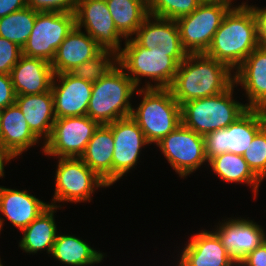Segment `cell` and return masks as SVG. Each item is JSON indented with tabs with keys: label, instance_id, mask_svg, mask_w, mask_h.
Wrapping results in <instances>:
<instances>
[{
	"label": "cell",
	"instance_id": "1",
	"mask_svg": "<svg viewBox=\"0 0 266 266\" xmlns=\"http://www.w3.org/2000/svg\"><path fill=\"white\" fill-rule=\"evenodd\" d=\"M259 46L254 10L247 2L231 7L215 32L206 55L233 72Z\"/></svg>",
	"mask_w": 266,
	"mask_h": 266
},
{
	"label": "cell",
	"instance_id": "2",
	"mask_svg": "<svg viewBox=\"0 0 266 266\" xmlns=\"http://www.w3.org/2000/svg\"><path fill=\"white\" fill-rule=\"evenodd\" d=\"M232 73L226 64L205 53H191L179 64L169 89L181 105L225 92L234 83Z\"/></svg>",
	"mask_w": 266,
	"mask_h": 266
},
{
	"label": "cell",
	"instance_id": "3",
	"mask_svg": "<svg viewBox=\"0 0 266 266\" xmlns=\"http://www.w3.org/2000/svg\"><path fill=\"white\" fill-rule=\"evenodd\" d=\"M123 47L118 54V64L137 88L143 77L150 82L140 88H169L172 85L179 64L170 56V51L158 47L146 49L133 38L125 39Z\"/></svg>",
	"mask_w": 266,
	"mask_h": 266
},
{
	"label": "cell",
	"instance_id": "4",
	"mask_svg": "<svg viewBox=\"0 0 266 266\" xmlns=\"http://www.w3.org/2000/svg\"><path fill=\"white\" fill-rule=\"evenodd\" d=\"M137 86L117 64L103 78L93 83L87 116L100 125L131 116V97Z\"/></svg>",
	"mask_w": 266,
	"mask_h": 266
},
{
	"label": "cell",
	"instance_id": "5",
	"mask_svg": "<svg viewBox=\"0 0 266 266\" xmlns=\"http://www.w3.org/2000/svg\"><path fill=\"white\" fill-rule=\"evenodd\" d=\"M135 94L143 97L138 107L132 108L131 117L150 145L181 125V107L169 88H138Z\"/></svg>",
	"mask_w": 266,
	"mask_h": 266
},
{
	"label": "cell",
	"instance_id": "6",
	"mask_svg": "<svg viewBox=\"0 0 266 266\" xmlns=\"http://www.w3.org/2000/svg\"><path fill=\"white\" fill-rule=\"evenodd\" d=\"M235 87L233 83L218 95L181 104V124L201 136L227 128L248 110L246 104L233 98Z\"/></svg>",
	"mask_w": 266,
	"mask_h": 266
},
{
	"label": "cell",
	"instance_id": "7",
	"mask_svg": "<svg viewBox=\"0 0 266 266\" xmlns=\"http://www.w3.org/2000/svg\"><path fill=\"white\" fill-rule=\"evenodd\" d=\"M55 171V191L51 206L56 203L90 202L98 188L110 187L80 158H58ZM96 188V189H95Z\"/></svg>",
	"mask_w": 266,
	"mask_h": 266
},
{
	"label": "cell",
	"instance_id": "8",
	"mask_svg": "<svg viewBox=\"0 0 266 266\" xmlns=\"http://www.w3.org/2000/svg\"><path fill=\"white\" fill-rule=\"evenodd\" d=\"M266 125V110L248 109L227 128H222L204 136L205 155L211 158L231 152L243 155L254 136Z\"/></svg>",
	"mask_w": 266,
	"mask_h": 266
},
{
	"label": "cell",
	"instance_id": "9",
	"mask_svg": "<svg viewBox=\"0 0 266 266\" xmlns=\"http://www.w3.org/2000/svg\"><path fill=\"white\" fill-rule=\"evenodd\" d=\"M75 26V13L38 12L22 54L51 63L59 45Z\"/></svg>",
	"mask_w": 266,
	"mask_h": 266
},
{
	"label": "cell",
	"instance_id": "10",
	"mask_svg": "<svg viewBox=\"0 0 266 266\" xmlns=\"http://www.w3.org/2000/svg\"><path fill=\"white\" fill-rule=\"evenodd\" d=\"M233 6L201 3L191 14L176 20L183 48L188 54L207 51L224 15Z\"/></svg>",
	"mask_w": 266,
	"mask_h": 266
},
{
	"label": "cell",
	"instance_id": "11",
	"mask_svg": "<svg viewBox=\"0 0 266 266\" xmlns=\"http://www.w3.org/2000/svg\"><path fill=\"white\" fill-rule=\"evenodd\" d=\"M99 125L87 115L56 118L42 153L55 158H80Z\"/></svg>",
	"mask_w": 266,
	"mask_h": 266
},
{
	"label": "cell",
	"instance_id": "12",
	"mask_svg": "<svg viewBox=\"0 0 266 266\" xmlns=\"http://www.w3.org/2000/svg\"><path fill=\"white\" fill-rule=\"evenodd\" d=\"M170 166L181 178L195 173L203 163L205 155L204 136L180 125L156 144Z\"/></svg>",
	"mask_w": 266,
	"mask_h": 266
},
{
	"label": "cell",
	"instance_id": "13",
	"mask_svg": "<svg viewBox=\"0 0 266 266\" xmlns=\"http://www.w3.org/2000/svg\"><path fill=\"white\" fill-rule=\"evenodd\" d=\"M76 27L85 29L102 50L117 55L122 51L124 37L118 32L105 0H78L75 10Z\"/></svg>",
	"mask_w": 266,
	"mask_h": 266
},
{
	"label": "cell",
	"instance_id": "14",
	"mask_svg": "<svg viewBox=\"0 0 266 266\" xmlns=\"http://www.w3.org/2000/svg\"><path fill=\"white\" fill-rule=\"evenodd\" d=\"M113 134L114 152L112 160V185L125 174L135 168L142 147L150 143L137 122L131 117H125L107 124Z\"/></svg>",
	"mask_w": 266,
	"mask_h": 266
},
{
	"label": "cell",
	"instance_id": "15",
	"mask_svg": "<svg viewBox=\"0 0 266 266\" xmlns=\"http://www.w3.org/2000/svg\"><path fill=\"white\" fill-rule=\"evenodd\" d=\"M92 87L93 83L77 78L71 73L54 74L51 91L55 117L87 115Z\"/></svg>",
	"mask_w": 266,
	"mask_h": 266
},
{
	"label": "cell",
	"instance_id": "16",
	"mask_svg": "<svg viewBox=\"0 0 266 266\" xmlns=\"http://www.w3.org/2000/svg\"><path fill=\"white\" fill-rule=\"evenodd\" d=\"M225 220L218 223L213 231L238 264L247 254L265 242L266 233L261 225L248 218L237 217Z\"/></svg>",
	"mask_w": 266,
	"mask_h": 266
},
{
	"label": "cell",
	"instance_id": "17",
	"mask_svg": "<svg viewBox=\"0 0 266 266\" xmlns=\"http://www.w3.org/2000/svg\"><path fill=\"white\" fill-rule=\"evenodd\" d=\"M134 36L132 38L141 47L146 49L158 47L170 51V56L178 64L188 55L183 48L176 20L148 15Z\"/></svg>",
	"mask_w": 266,
	"mask_h": 266
},
{
	"label": "cell",
	"instance_id": "18",
	"mask_svg": "<svg viewBox=\"0 0 266 266\" xmlns=\"http://www.w3.org/2000/svg\"><path fill=\"white\" fill-rule=\"evenodd\" d=\"M185 243L177 266H237L221 239L212 230H202Z\"/></svg>",
	"mask_w": 266,
	"mask_h": 266
},
{
	"label": "cell",
	"instance_id": "19",
	"mask_svg": "<svg viewBox=\"0 0 266 266\" xmlns=\"http://www.w3.org/2000/svg\"><path fill=\"white\" fill-rule=\"evenodd\" d=\"M233 74L234 84L247 95L246 107L266 110V47L259 45Z\"/></svg>",
	"mask_w": 266,
	"mask_h": 266
},
{
	"label": "cell",
	"instance_id": "20",
	"mask_svg": "<svg viewBox=\"0 0 266 266\" xmlns=\"http://www.w3.org/2000/svg\"><path fill=\"white\" fill-rule=\"evenodd\" d=\"M10 76L16 96L35 95L51 89L54 73L48 61L22 54Z\"/></svg>",
	"mask_w": 266,
	"mask_h": 266
},
{
	"label": "cell",
	"instance_id": "21",
	"mask_svg": "<svg viewBox=\"0 0 266 266\" xmlns=\"http://www.w3.org/2000/svg\"><path fill=\"white\" fill-rule=\"evenodd\" d=\"M102 49L88 34L76 26L59 45L51 62L54 74L70 73L78 65L93 59Z\"/></svg>",
	"mask_w": 266,
	"mask_h": 266
},
{
	"label": "cell",
	"instance_id": "22",
	"mask_svg": "<svg viewBox=\"0 0 266 266\" xmlns=\"http://www.w3.org/2000/svg\"><path fill=\"white\" fill-rule=\"evenodd\" d=\"M50 204L29 194L27 190H17L0 186V213L13 226L22 231L31 224Z\"/></svg>",
	"mask_w": 266,
	"mask_h": 266
},
{
	"label": "cell",
	"instance_id": "23",
	"mask_svg": "<svg viewBox=\"0 0 266 266\" xmlns=\"http://www.w3.org/2000/svg\"><path fill=\"white\" fill-rule=\"evenodd\" d=\"M39 142L16 104L0 110V144L13 158Z\"/></svg>",
	"mask_w": 266,
	"mask_h": 266
},
{
	"label": "cell",
	"instance_id": "24",
	"mask_svg": "<svg viewBox=\"0 0 266 266\" xmlns=\"http://www.w3.org/2000/svg\"><path fill=\"white\" fill-rule=\"evenodd\" d=\"M15 104L23 113L33 134L39 140L43 139L40 143L44 145L56 120L51 89L42 94L16 96Z\"/></svg>",
	"mask_w": 266,
	"mask_h": 266
},
{
	"label": "cell",
	"instance_id": "25",
	"mask_svg": "<svg viewBox=\"0 0 266 266\" xmlns=\"http://www.w3.org/2000/svg\"><path fill=\"white\" fill-rule=\"evenodd\" d=\"M114 139L111 128L99 125L80 159L109 186L112 185Z\"/></svg>",
	"mask_w": 266,
	"mask_h": 266
},
{
	"label": "cell",
	"instance_id": "26",
	"mask_svg": "<svg viewBox=\"0 0 266 266\" xmlns=\"http://www.w3.org/2000/svg\"><path fill=\"white\" fill-rule=\"evenodd\" d=\"M57 209L59 207L50 205L21 231L23 235L19 242L20 249L29 254L43 250H46L47 254H51L58 234L54 217Z\"/></svg>",
	"mask_w": 266,
	"mask_h": 266
},
{
	"label": "cell",
	"instance_id": "27",
	"mask_svg": "<svg viewBox=\"0 0 266 266\" xmlns=\"http://www.w3.org/2000/svg\"><path fill=\"white\" fill-rule=\"evenodd\" d=\"M66 266H93L101 263L105 253L95 250L86 241L73 235L57 234L51 257Z\"/></svg>",
	"mask_w": 266,
	"mask_h": 266
},
{
	"label": "cell",
	"instance_id": "28",
	"mask_svg": "<svg viewBox=\"0 0 266 266\" xmlns=\"http://www.w3.org/2000/svg\"><path fill=\"white\" fill-rule=\"evenodd\" d=\"M209 165L214 174L224 182L250 186L256 199L262 181L252 172L242 155L226 152L211 158L207 166Z\"/></svg>",
	"mask_w": 266,
	"mask_h": 266
},
{
	"label": "cell",
	"instance_id": "29",
	"mask_svg": "<svg viewBox=\"0 0 266 266\" xmlns=\"http://www.w3.org/2000/svg\"><path fill=\"white\" fill-rule=\"evenodd\" d=\"M118 32L132 38L149 15L148 0H105Z\"/></svg>",
	"mask_w": 266,
	"mask_h": 266
},
{
	"label": "cell",
	"instance_id": "30",
	"mask_svg": "<svg viewBox=\"0 0 266 266\" xmlns=\"http://www.w3.org/2000/svg\"><path fill=\"white\" fill-rule=\"evenodd\" d=\"M29 6L0 18V37L16 43L20 48L26 44L36 20L37 13Z\"/></svg>",
	"mask_w": 266,
	"mask_h": 266
},
{
	"label": "cell",
	"instance_id": "31",
	"mask_svg": "<svg viewBox=\"0 0 266 266\" xmlns=\"http://www.w3.org/2000/svg\"><path fill=\"white\" fill-rule=\"evenodd\" d=\"M118 64V55L110 50H102L93 59L78 65L70 73L77 78L97 82Z\"/></svg>",
	"mask_w": 266,
	"mask_h": 266
},
{
	"label": "cell",
	"instance_id": "32",
	"mask_svg": "<svg viewBox=\"0 0 266 266\" xmlns=\"http://www.w3.org/2000/svg\"><path fill=\"white\" fill-rule=\"evenodd\" d=\"M201 2L199 0H148L149 15L177 20L191 14Z\"/></svg>",
	"mask_w": 266,
	"mask_h": 266
},
{
	"label": "cell",
	"instance_id": "33",
	"mask_svg": "<svg viewBox=\"0 0 266 266\" xmlns=\"http://www.w3.org/2000/svg\"><path fill=\"white\" fill-rule=\"evenodd\" d=\"M252 172L261 180L266 178V125L254 136L242 155Z\"/></svg>",
	"mask_w": 266,
	"mask_h": 266
},
{
	"label": "cell",
	"instance_id": "34",
	"mask_svg": "<svg viewBox=\"0 0 266 266\" xmlns=\"http://www.w3.org/2000/svg\"><path fill=\"white\" fill-rule=\"evenodd\" d=\"M21 55L22 48L16 43L0 37V74L10 75Z\"/></svg>",
	"mask_w": 266,
	"mask_h": 266
},
{
	"label": "cell",
	"instance_id": "35",
	"mask_svg": "<svg viewBox=\"0 0 266 266\" xmlns=\"http://www.w3.org/2000/svg\"><path fill=\"white\" fill-rule=\"evenodd\" d=\"M78 0H26L27 6L39 12L75 13Z\"/></svg>",
	"mask_w": 266,
	"mask_h": 266
},
{
	"label": "cell",
	"instance_id": "36",
	"mask_svg": "<svg viewBox=\"0 0 266 266\" xmlns=\"http://www.w3.org/2000/svg\"><path fill=\"white\" fill-rule=\"evenodd\" d=\"M15 98L11 76L0 74V110L14 105Z\"/></svg>",
	"mask_w": 266,
	"mask_h": 266
},
{
	"label": "cell",
	"instance_id": "37",
	"mask_svg": "<svg viewBox=\"0 0 266 266\" xmlns=\"http://www.w3.org/2000/svg\"><path fill=\"white\" fill-rule=\"evenodd\" d=\"M237 266H266V242L247 254Z\"/></svg>",
	"mask_w": 266,
	"mask_h": 266
},
{
	"label": "cell",
	"instance_id": "38",
	"mask_svg": "<svg viewBox=\"0 0 266 266\" xmlns=\"http://www.w3.org/2000/svg\"><path fill=\"white\" fill-rule=\"evenodd\" d=\"M257 21L258 42L260 46L266 47V7L251 6Z\"/></svg>",
	"mask_w": 266,
	"mask_h": 266
},
{
	"label": "cell",
	"instance_id": "39",
	"mask_svg": "<svg viewBox=\"0 0 266 266\" xmlns=\"http://www.w3.org/2000/svg\"><path fill=\"white\" fill-rule=\"evenodd\" d=\"M27 6L26 0H0V18Z\"/></svg>",
	"mask_w": 266,
	"mask_h": 266
},
{
	"label": "cell",
	"instance_id": "40",
	"mask_svg": "<svg viewBox=\"0 0 266 266\" xmlns=\"http://www.w3.org/2000/svg\"><path fill=\"white\" fill-rule=\"evenodd\" d=\"M11 159H14L0 144V178L5 177L4 176V166L5 164H7L8 162L11 161Z\"/></svg>",
	"mask_w": 266,
	"mask_h": 266
},
{
	"label": "cell",
	"instance_id": "41",
	"mask_svg": "<svg viewBox=\"0 0 266 266\" xmlns=\"http://www.w3.org/2000/svg\"><path fill=\"white\" fill-rule=\"evenodd\" d=\"M201 3H222V4H232L233 0H199Z\"/></svg>",
	"mask_w": 266,
	"mask_h": 266
},
{
	"label": "cell",
	"instance_id": "42",
	"mask_svg": "<svg viewBox=\"0 0 266 266\" xmlns=\"http://www.w3.org/2000/svg\"><path fill=\"white\" fill-rule=\"evenodd\" d=\"M4 221H5V219H3L2 216H0V232L2 231Z\"/></svg>",
	"mask_w": 266,
	"mask_h": 266
}]
</instances>
